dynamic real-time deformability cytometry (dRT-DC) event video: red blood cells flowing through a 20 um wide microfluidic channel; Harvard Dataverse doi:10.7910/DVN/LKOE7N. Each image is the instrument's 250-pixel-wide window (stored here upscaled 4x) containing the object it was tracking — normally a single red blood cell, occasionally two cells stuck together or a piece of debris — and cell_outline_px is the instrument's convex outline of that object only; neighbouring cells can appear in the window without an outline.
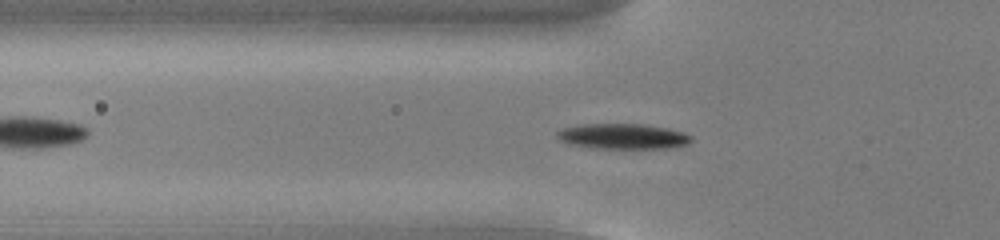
{"species": "common noctule bat (a hibernating species)", "species_latin": "Nyctalus noctula", "temperature_condition": "cold", "stored_images_in_passage": 46, "camera_frame_rate_fps": 3000, "um_per_image_px": 0.085, "animal": {"sex": "male", "body_mass_g": 13.0, "forearm_length_mm": 53.1}, "frame": {"image": 1, "passage_image": 11, "time_ms": 3.333, "image_size_px": [1000, 240], "cell_outline_px": [[692, 140], [688, 144], [672, 148], [592, 148], [568, 144], [560, 140], [556, 136], [556, 132], [564, 128], [580, 124], [644, 124], [684, 132], [692, 136]], "centroid_in_image_um": [52.94, 11.59], "position_along_channel_um": 72.9, "area_um2": 19.88}}
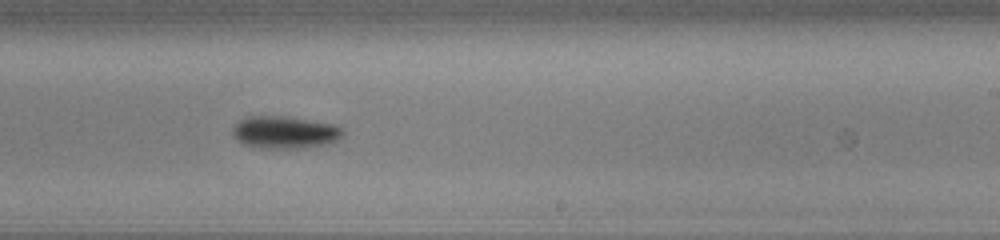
{"frame": {"image": 2, "passage_image": 26, "time_ms": 8.333, "image_size_px": [1000, 240], "cell_outline_px": [[344, 136], [328, 144], [304, 148], [260, 148], [244, 144], [236, 140], [232, 136], [232, 128], [244, 116], [288, 116], [332, 124], [344, 128]], "centroid_in_image_um": [24.2, 11.24], "position_along_channel_um": 264.8, "area_um2": 21.1}}
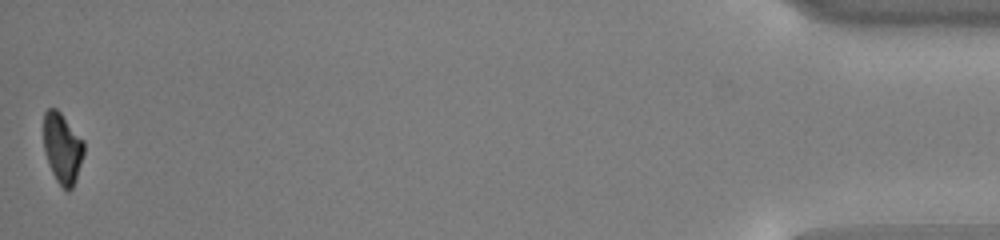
{"frame": {"image": 3, "passage_image": 46, "time_ms": 15.0, "image_size_px": [1000, 240], "cell_outline_px": [[84, 152], [72, 188], [68, 192], [56, 180], [52, 172], [44, 152], [44, 112], [48, 108], [56, 108], [60, 112], [84, 140]], "centroid_in_image_um": [5.29, 12.56], "position_along_channel_um": 429.9, "area_um2": 16.36}, "authors_computed_cell_mechanics": {"area_um2": 19.2763, "velocity_mm_per_s": 3.854, "shape_relaxation_time_tau1_ms": 1.3175, "shape_relaxation_time_tau2_ms": null, "deformation_change_tau1": 0.1188, "deformation_change_tau2": null}}